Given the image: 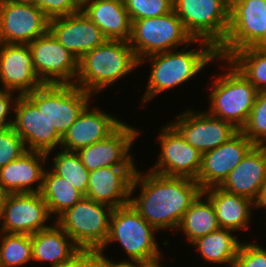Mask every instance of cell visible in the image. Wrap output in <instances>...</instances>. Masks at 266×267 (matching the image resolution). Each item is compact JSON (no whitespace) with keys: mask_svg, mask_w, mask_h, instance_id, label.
I'll return each instance as SVG.
<instances>
[{"mask_svg":"<svg viewBox=\"0 0 266 267\" xmlns=\"http://www.w3.org/2000/svg\"><path fill=\"white\" fill-rule=\"evenodd\" d=\"M137 168L132 185L130 203L140 216L159 233L177 231L185 212L202 192L196 180L187 177L161 175ZM140 194L134 195L136 190Z\"/></svg>","mask_w":266,"mask_h":267,"instance_id":"obj_1","label":"cell"},{"mask_svg":"<svg viewBox=\"0 0 266 267\" xmlns=\"http://www.w3.org/2000/svg\"><path fill=\"white\" fill-rule=\"evenodd\" d=\"M192 44L194 48L189 49ZM218 58L217 49L212 44L203 40H193L183 48L156 53L141 59L139 66L147 62L151 68L139 104H142L141 106L148 104L157 98L156 96L177 86H183L191 79L195 80L199 73L207 69L205 67H208V64L215 63Z\"/></svg>","mask_w":266,"mask_h":267,"instance_id":"obj_2","label":"cell"},{"mask_svg":"<svg viewBox=\"0 0 266 267\" xmlns=\"http://www.w3.org/2000/svg\"><path fill=\"white\" fill-rule=\"evenodd\" d=\"M139 67L129 42L107 39L78 60L75 85L95 98Z\"/></svg>","mask_w":266,"mask_h":267,"instance_id":"obj_3","label":"cell"},{"mask_svg":"<svg viewBox=\"0 0 266 267\" xmlns=\"http://www.w3.org/2000/svg\"><path fill=\"white\" fill-rule=\"evenodd\" d=\"M219 61L223 73L212 76L210 94L207 95L210 104L207 112L230 122L241 131L248 121L259 91L228 59L218 58L216 62Z\"/></svg>","mask_w":266,"mask_h":267,"instance_id":"obj_4","label":"cell"},{"mask_svg":"<svg viewBox=\"0 0 266 267\" xmlns=\"http://www.w3.org/2000/svg\"><path fill=\"white\" fill-rule=\"evenodd\" d=\"M157 232L131 203H128L113 209L108 238L99 251L105 254L109 245L117 242L126 253L127 260H150L163 254L156 238Z\"/></svg>","mask_w":266,"mask_h":267,"instance_id":"obj_5","label":"cell"},{"mask_svg":"<svg viewBox=\"0 0 266 267\" xmlns=\"http://www.w3.org/2000/svg\"><path fill=\"white\" fill-rule=\"evenodd\" d=\"M192 41L174 10L159 17L132 21L129 44L138 61L156 53L183 48Z\"/></svg>","mask_w":266,"mask_h":267,"instance_id":"obj_6","label":"cell"},{"mask_svg":"<svg viewBox=\"0 0 266 267\" xmlns=\"http://www.w3.org/2000/svg\"><path fill=\"white\" fill-rule=\"evenodd\" d=\"M230 0H173V10L193 40L218 49L229 29Z\"/></svg>","mask_w":266,"mask_h":267,"instance_id":"obj_7","label":"cell"},{"mask_svg":"<svg viewBox=\"0 0 266 267\" xmlns=\"http://www.w3.org/2000/svg\"><path fill=\"white\" fill-rule=\"evenodd\" d=\"M113 208L83 196L55 222L80 249L100 250L109 234Z\"/></svg>","mask_w":266,"mask_h":267,"instance_id":"obj_8","label":"cell"},{"mask_svg":"<svg viewBox=\"0 0 266 267\" xmlns=\"http://www.w3.org/2000/svg\"><path fill=\"white\" fill-rule=\"evenodd\" d=\"M25 96L45 114L56 132L63 138L93 95L73 85L43 84ZM92 99V100H91Z\"/></svg>","mask_w":266,"mask_h":267,"instance_id":"obj_9","label":"cell"},{"mask_svg":"<svg viewBox=\"0 0 266 267\" xmlns=\"http://www.w3.org/2000/svg\"><path fill=\"white\" fill-rule=\"evenodd\" d=\"M266 34V0H230L229 29L218 57L228 59L235 51L256 47Z\"/></svg>","mask_w":266,"mask_h":267,"instance_id":"obj_10","label":"cell"},{"mask_svg":"<svg viewBox=\"0 0 266 267\" xmlns=\"http://www.w3.org/2000/svg\"><path fill=\"white\" fill-rule=\"evenodd\" d=\"M156 141L160 145L158 158L149 171L196 180L201 167L202 154L192 147L171 123L160 127Z\"/></svg>","mask_w":266,"mask_h":267,"instance_id":"obj_11","label":"cell"},{"mask_svg":"<svg viewBox=\"0 0 266 267\" xmlns=\"http://www.w3.org/2000/svg\"><path fill=\"white\" fill-rule=\"evenodd\" d=\"M28 46L34 70L42 84H75L78 59L60 44L49 30Z\"/></svg>","mask_w":266,"mask_h":267,"instance_id":"obj_12","label":"cell"},{"mask_svg":"<svg viewBox=\"0 0 266 267\" xmlns=\"http://www.w3.org/2000/svg\"><path fill=\"white\" fill-rule=\"evenodd\" d=\"M50 218L53 216L41 192L7 194L0 219V232L33 235L50 227V220L55 222Z\"/></svg>","mask_w":266,"mask_h":267,"instance_id":"obj_13","label":"cell"},{"mask_svg":"<svg viewBox=\"0 0 266 267\" xmlns=\"http://www.w3.org/2000/svg\"><path fill=\"white\" fill-rule=\"evenodd\" d=\"M170 121L185 140L201 154L229 141L240 130L230 122L214 117L207 110L185 109Z\"/></svg>","mask_w":266,"mask_h":267,"instance_id":"obj_14","label":"cell"},{"mask_svg":"<svg viewBox=\"0 0 266 267\" xmlns=\"http://www.w3.org/2000/svg\"><path fill=\"white\" fill-rule=\"evenodd\" d=\"M140 132L124 121L106 139L81 148L77 154L89 172L109 166H138L131 150Z\"/></svg>","mask_w":266,"mask_h":267,"instance_id":"obj_15","label":"cell"},{"mask_svg":"<svg viewBox=\"0 0 266 267\" xmlns=\"http://www.w3.org/2000/svg\"><path fill=\"white\" fill-rule=\"evenodd\" d=\"M49 30V19L33 4L0 0V43L29 44Z\"/></svg>","mask_w":266,"mask_h":267,"instance_id":"obj_16","label":"cell"},{"mask_svg":"<svg viewBox=\"0 0 266 267\" xmlns=\"http://www.w3.org/2000/svg\"><path fill=\"white\" fill-rule=\"evenodd\" d=\"M12 116V128L23 140L27 151H58L62 137L43 111L40 112L25 95L17 97Z\"/></svg>","mask_w":266,"mask_h":267,"instance_id":"obj_17","label":"cell"},{"mask_svg":"<svg viewBox=\"0 0 266 267\" xmlns=\"http://www.w3.org/2000/svg\"><path fill=\"white\" fill-rule=\"evenodd\" d=\"M254 144L239 131L229 141L202 154L196 179L201 190L220 186Z\"/></svg>","mask_w":266,"mask_h":267,"instance_id":"obj_18","label":"cell"},{"mask_svg":"<svg viewBox=\"0 0 266 267\" xmlns=\"http://www.w3.org/2000/svg\"><path fill=\"white\" fill-rule=\"evenodd\" d=\"M42 85L28 44L0 43V89L25 95Z\"/></svg>","mask_w":266,"mask_h":267,"instance_id":"obj_19","label":"cell"},{"mask_svg":"<svg viewBox=\"0 0 266 267\" xmlns=\"http://www.w3.org/2000/svg\"><path fill=\"white\" fill-rule=\"evenodd\" d=\"M89 103L62 138L60 148L77 152L95 142L106 139L124 121L112 113ZM92 106V107H91ZM122 120V121H121Z\"/></svg>","mask_w":266,"mask_h":267,"instance_id":"obj_20","label":"cell"},{"mask_svg":"<svg viewBox=\"0 0 266 267\" xmlns=\"http://www.w3.org/2000/svg\"><path fill=\"white\" fill-rule=\"evenodd\" d=\"M49 31L78 60L107 40L82 10L49 20Z\"/></svg>","mask_w":266,"mask_h":267,"instance_id":"obj_21","label":"cell"},{"mask_svg":"<svg viewBox=\"0 0 266 267\" xmlns=\"http://www.w3.org/2000/svg\"><path fill=\"white\" fill-rule=\"evenodd\" d=\"M138 166H109L90 171L86 197L117 208L130 203L131 185Z\"/></svg>","mask_w":266,"mask_h":267,"instance_id":"obj_22","label":"cell"},{"mask_svg":"<svg viewBox=\"0 0 266 267\" xmlns=\"http://www.w3.org/2000/svg\"><path fill=\"white\" fill-rule=\"evenodd\" d=\"M266 180V146L254 145L219 186L256 204Z\"/></svg>","mask_w":266,"mask_h":267,"instance_id":"obj_23","label":"cell"},{"mask_svg":"<svg viewBox=\"0 0 266 267\" xmlns=\"http://www.w3.org/2000/svg\"><path fill=\"white\" fill-rule=\"evenodd\" d=\"M47 164V153L26 151L19 159L0 167V185L8 194L41 192Z\"/></svg>","mask_w":266,"mask_h":267,"instance_id":"obj_24","label":"cell"},{"mask_svg":"<svg viewBox=\"0 0 266 267\" xmlns=\"http://www.w3.org/2000/svg\"><path fill=\"white\" fill-rule=\"evenodd\" d=\"M202 192L211 200L220 228L229 229L235 233L240 230H250L249 226L252 225L251 219L254 216L253 210L258 209L255 202L227 192L219 186L205 189Z\"/></svg>","mask_w":266,"mask_h":267,"instance_id":"obj_25","label":"cell"},{"mask_svg":"<svg viewBox=\"0 0 266 267\" xmlns=\"http://www.w3.org/2000/svg\"><path fill=\"white\" fill-rule=\"evenodd\" d=\"M81 10L107 39L129 42L132 22L124 0H91Z\"/></svg>","mask_w":266,"mask_h":267,"instance_id":"obj_26","label":"cell"},{"mask_svg":"<svg viewBox=\"0 0 266 267\" xmlns=\"http://www.w3.org/2000/svg\"><path fill=\"white\" fill-rule=\"evenodd\" d=\"M32 263L40 262L57 267L70 259L80 248L56 223L31 235Z\"/></svg>","mask_w":266,"mask_h":267,"instance_id":"obj_27","label":"cell"},{"mask_svg":"<svg viewBox=\"0 0 266 267\" xmlns=\"http://www.w3.org/2000/svg\"><path fill=\"white\" fill-rule=\"evenodd\" d=\"M234 231L224 228L208 233L198 238L191 246L196 248L200 258L208 264L227 265L233 267L234 261L241 244Z\"/></svg>","mask_w":266,"mask_h":267,"instance_id":"obj_28","label":"cell"},{"mask_svg":"<svg viewBox=\"0 0 266 267\" xmlns=\"http://www.w3.org/2000/svg\"><path fill=\"white\" fill-rule=\"evenodd\" d=\"M220 228L211 200L201 192L185 212L178 231L184 234L191 245L198 238L206 236Z\"/></svg>","mask_w":266,"mask_h":267,"instance_id":"obj_29","label":"cell"},{"mask_svg":"<svg viewBox=\"0 0 266 267\" xmlns=\"http://www.w3.org/2000/svg\"><path fill=\"white\" fill-rule=\"evenodd\" d=\"M41 194L47 204L50 215L54 216V221L84 196L67 180L55 174L48 166L44 172Z\"/></svg>","mask_w":266,"mask_h":267,"instance_id":"obj_30","label":"cell"},{"mask_svg":"<svg viewBox=\"0 0 266 267\" xmlns=\"http://www.w3.org/2000/svg\"><path fill=\"white\" fill-rule=\"evenodd\" d=\"M55 154L51 160V164L49 165V159L51 154ZM48 158V167L51 170L67 180L72 186H74L77 190H79L84 196L87 192V185L89 179V171L83 165L80 160L77 152L65 151L60 148V150L55 153L50 151L47 153Z\"/></svg>","mask_w":266,"mask_h":267,"instance_id":"obj_31","label":"cell"},{"mask_svg":"<svg viewBox=\"0 0 266 267\" xmlns=\"http://www.w3.org/2000/svg\"><path fill=\"white\" fill-rule=\"evenodd\" d=\"M228 60L259 92H266V50L243 48L235 51Z\"/></svg>","mask_w":266,"mask_h":267,"instance_id":"obj_32","label":"cell"},{"mask_svg":"<svg viewBox=\"0 0 266 267\" xmlns=\"http://www.w3.org/2000/svg\"><path fill=\"white\" fill-rule=\"evenodd\" d=\"M30 262L31 235L0 232V267H23Z\"/></svg>","mask_w":266,"mask_h":267,"instance_id":"obj_33","label":"cell"},{"mask_svg":"<svg viewBox=\"0 0 266 267\" xmlns=\"http://www.w3.org/2000/svg\"><path fill=\"white\" fill-rule=\"evenodd\" d=\"M241 132L254 145L266 146V92H258L248 121Z\"/></svg>","mask_w":266,"mask_h":267,"instance_id":"obj_34","label":"cell"},{"mask_svg":"<svg viewBox=\"0 0 266 267\" xmlns=\"http://www.w3.org/2000/svg\"><path fill=\"white\" fill-rule=\"evenodd\" d=\"M131 22L159 17L173 10V0H124Z\"/></svg>","mask_w":266,"mask_h":267,"instance_id":"obj_35","label":"cell"},{"mask_svg":"<svg viewBox=\"0 0 266 267\" xmlns=\"http://www.w3.org/2000/svg\"><path fill=\"white\" fill-rule=\"evenodd\" d=\"M27 151L12 126L0 129V167L19 159Z\"/></svg>","mask_w":266,"mask_h":267,"instance_id":"obj_36","label":"cell"},{"mask_svg":"<svg viewBox=\"0 0 266 267\" xmlns=\"http://www.w3.org/2000/svg\"><path fill=\"white\" fill-rule=\"evenodd\" d=\"M233 267H266V248L257 242H241Z\"/></svg>","mask_w":266,"mask_h":267,"instance_id":"obj_37","label":"cell"},{"mask_svg":"<svg viewBox=\"0 0 266 267\" xmlns=\"http://www.w3.org/2000/svg\"><path fill=\"white\" fill-rule=\"evenodd\" d=\"M35 5L49 20L81 11L75 0H36Z\"/></svg>","mask_w":266,"mask_h":267,"instance_id":"obj_38","label":"cell"},{"mask_svg":"<svg viewBox=\"0 0 266 267\" xmlns=\"http://www.w3.org/2000/svg\"><path fill=\"white\" fill-rule=\"evenodd\" d=\"M57 267H102V254L96 249H80Z\"/></svg>","mask_w":266,"mask_h":267,"instance_id":"obj_39","label":"cell"},{"mask_svg":"<svg viewBox=\"0 0 266 267\" xmlns=\"http://www.w3.org/2000/svg\"><path fill=\"white\" fill-rule=\"evenodd\" d=\"M18 96L13 91L0 89V129L12 126L13 116L11 115Z\"/></svg>","mask_w":266,"mask_h":267,"instance_id":"obj_40","label":"cell"},{"mask_svg":"<svg viewBox=\"0 0 266 267\" xmlns=\"http://www.w3.org/2000/svg\"><path fill=\"white\" fill-rule=\"evenodd\" d=\"M106 254H102V267H138V261L126 259L117 261L114 258L111 260L112 257H108Z\"/></svg>","mask_w":266,"mask_h":267,"instance_id":"obj_41","label":"cell"},{"mask_svg":"<svg viewBox=\"0 0 266 267\" xmlns=\"http://www.w3.org/2000/svg\"><path fill=\"white\" fill-rule=\"evenodd\" d=\"M163 257L164 254L150 260L138 261V267H165L162 264Z\"/></svg>","mask_w":266,"mask_h":267,"instance_id":"obj_42","label":"cell"},{"mask_svg":"<svg viewBox=\"0 0 266 267\" xmlns=\"http://www.w3.org/2000/svg\"><path fill=\"white\" fill-rule=\"evenodd\" d=\"M257 208H265L266 211V180H265V184H264V188L260 197V200L257 203Z\"/></svg>","mask_w":266,"mask_h":267,"instance_id":"obj_43","label":"cell"},{"mask_svg":"<svg viewBox=\"0 0 266 267\" xmlns=\"http://www.w3.org/2000/svg\"><path fill=\"white\" fill-rule=\"evenodd\" d=\"M7 194L8 193L0 185V219H1V216H2V212H3V208H4V202H5Z\"/></svg>","mask_w":266,"mask_h":267,"instance_id":"obj_44","label":"cell"},{"mask_svg":"<svg viewBox=\"0 0 266 267\" xmlns=\"http://www.w3.org/2000/svg\"><path fill=\"white\" fill-rule=\"evenodd\" d=\"M256 47L259 49L266 50V34H265L264 39Z\"/></svg>","mask_w":266,"mask_h":267,"instance_id":"obj_45","label":"cell"},{"mask_svg":"<svg viewBox=\"0 0 266 267\" xmlns=\"http://www.w3.org/2000/svg\"><path fill=\"white\" fill-rule=\"evenodd\" d=\"M14 2H18V3H26V4H33L35 5V1L36 0H12Z\"/></svg>","mask_w":266,"mask_h":267,"instance_id":"obj_46","label":"cell"},{"mask_svg":"<svg viewBox=\"0 0 266 267\" xmlns=\"http://www.w3.org/2000/svg\"><path fill=\"white\" fill-rule=\"evenodd\" d=\"M91 0H75V2L82 8L86 3L90 2Z\"/></svg>","mask_w":266,"mask_h":267,"instance_id":"obj_47","label":"cell"}]
</instances>
